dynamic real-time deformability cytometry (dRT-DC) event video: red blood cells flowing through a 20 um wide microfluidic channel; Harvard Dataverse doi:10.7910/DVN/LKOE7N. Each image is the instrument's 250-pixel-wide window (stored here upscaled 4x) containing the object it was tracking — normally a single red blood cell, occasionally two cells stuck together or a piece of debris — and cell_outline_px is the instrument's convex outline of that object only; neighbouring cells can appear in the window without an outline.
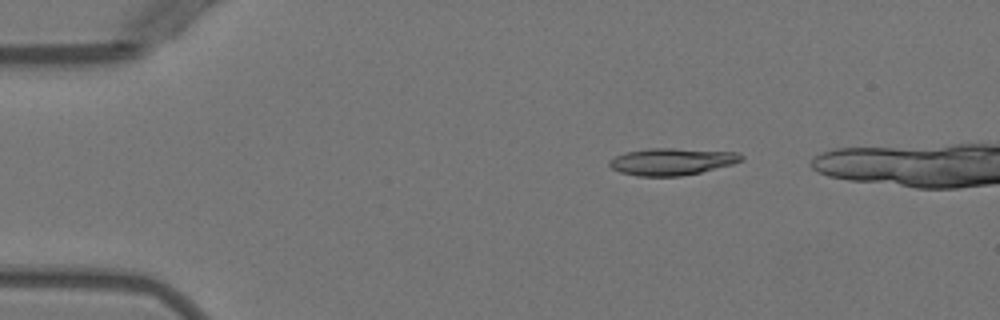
{"species": "Egyptian fruit bat (a non-hibernating species)", "species_latin": "Rousettus aegyptiacus", "temperature_condition": "warm", "stored_images_in_passage": 6, "camera_frame_rate_fps": 3000, "um_per_image_px": 0.085, "animal": {"sex": "female"}, "frame": {"image": 1, "passage_image": 3, "time_ms": 2.333, "image_size_px": [1000, 320], "cell_outline_px": [[744, 160], [732, 164], [700, 172], [680, 176], [636, 176], [620, 172], [612, 168], [608, 164], [608, 160], [624, 152], [648, 148], [672, 148], [740, 152], [744, 156]], "centroid_in_image_um": [57.1, 13.72], "position_along_channel_um": 27.9, "area_um2": 20.87}}